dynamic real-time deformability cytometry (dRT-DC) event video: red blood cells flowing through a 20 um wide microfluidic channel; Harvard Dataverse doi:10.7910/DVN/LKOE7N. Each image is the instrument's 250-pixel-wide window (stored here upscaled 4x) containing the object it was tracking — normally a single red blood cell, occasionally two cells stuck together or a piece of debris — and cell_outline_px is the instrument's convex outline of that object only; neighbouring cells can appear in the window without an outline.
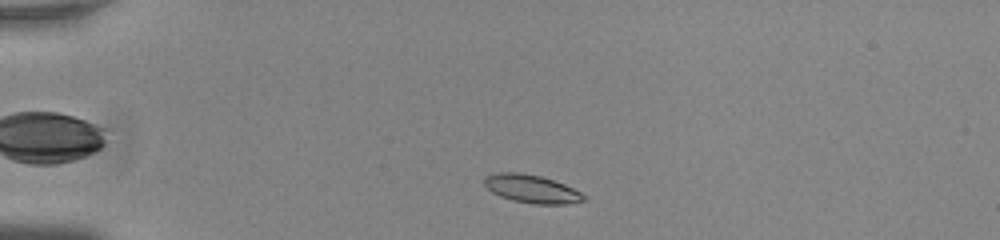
{"species": "common noctule bat (a hibernating species)", "species_latin": "Nyctalus noctula", "temperature_condition": "room temperature", "stored_images_in_passage": 45, "camera_frame_rate_fps": 3000, "um_per_image_px": 0.085, "animal": {"sex": "male", "body_mass_g": 20.0, "forearm_length_mm": 53.3}, "frame": {"image": 1, "passage_image": 4, "time_ms": 1.0, "image_size_px": [1000, 240], "cell_outline_px": [[588, 200], [564, 204], [536, 204], [512, 200], [500, 196], [492, 192], [484, 184], [484, 176], [500, 172], [520, 172], [540, 176], [564, 184], [588, 196]], "centroid_in_image_um": [45.2, 16.05], "position_along_channel_um": 39.8, "area_um2": 16.3}}
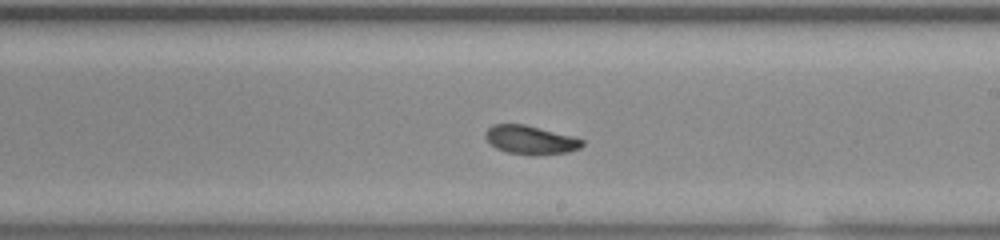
{"frame": {"image": 2, "passage_image": 24, "time_ms": 7.667, "image_size_px": [1000, 240], "cell_outline_px": [[584, 144], [580, 148], [568, 152], [536, 156], [532, 156], [508, 152], [496, 148], [484, 136], [484, 132], [492, 124], [524, 124], [572, 136], [584, 140]], "centroid_in_image_um": [45.09, 11.9], "position_along_channel_um": 243.9, "area_um2": 16.24}}
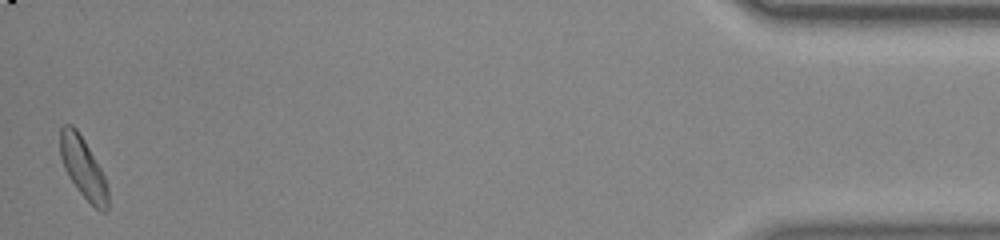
{"frame": {"image": 3, "passage_image": 45, "time_ms": 14.667, "image_size_px": [1000, 240], "cell_outline_px": [[108, 208], [104, 212], [100, 212], [80, 192], [68, 176], [64, 168], [60, 156], [60, 128], [64, 124], [72, 124], [76, 128], [84, 140], [100, 168], [104, 176], [108, 188]], "centroid_in_image_um": [7.05, 14.25], "position_along_channel_um": 428.1, "area_um2": 16.76}, "authors_computed_cell_mechanics": {"area_um2": 16.473, "velocity_mm_per_s": 3.7735, "shape_relaxation_time_tau1_ms": 2.0278, "shape_relaxation_time_tau2_ms": null, "deformation_change_tau1": 0.0851, "deformation_change_tau2": null}}